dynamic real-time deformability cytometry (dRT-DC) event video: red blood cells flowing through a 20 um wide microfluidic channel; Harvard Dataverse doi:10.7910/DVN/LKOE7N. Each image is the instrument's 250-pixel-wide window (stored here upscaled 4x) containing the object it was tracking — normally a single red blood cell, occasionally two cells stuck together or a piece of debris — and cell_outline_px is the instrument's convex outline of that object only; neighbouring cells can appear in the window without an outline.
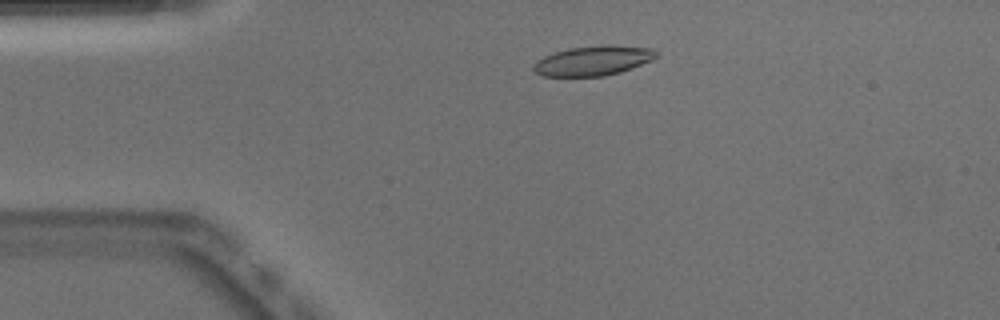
{"species": "Egyptian fruit bat (a non-hibernating species)", "species_latin": "Rousettus aegyptiacus", "temperature_condition": "warm", "stored_images_in_passage": 48, "camera_frame_rate_fps": 3000, "um_per_image_px": 0.085, "animal": {"sex": "male"}, "frame": {"image": 1, "passage_image": 8, "time_ms": 2.333, "image_size_px": [1000, 320], "cell_outline_px": [[660, 56], [652, 60], [620, 72], [604, 76], [544, 76], [536, 72], [532, 68], [532, 64], [536, 60], [544, 56], [568, 48], [604, 44], [652, 48]], "centroid_in_image_um": [50.42, 5.15], "position_along_channel_um": 34.6, "area_um2": 21.33}}
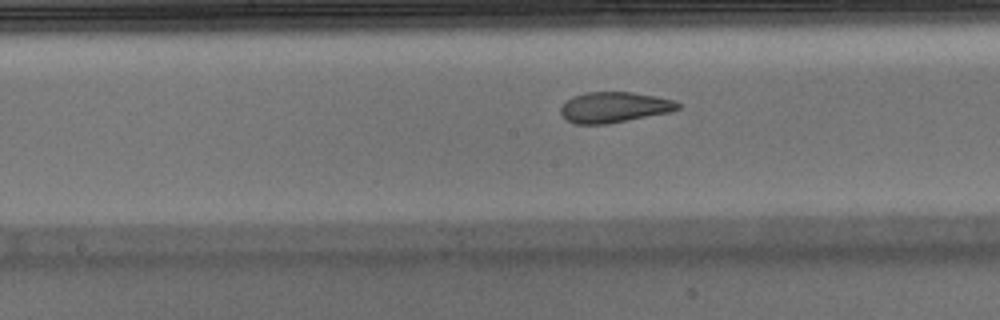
{"frame": {"image": 2, "passage_image": 23, "time_ms": 7.333, "image_size_px": [1000, 320], "cell_outline_px": [[680, 108], [672, 112], [608, 124], [576, 124], [568, 120], [560, 112], [560, 108], [572, 96], [584, 92], [632, 92], [656, 96], [672, 100], [680, 104]], "centroid_in_image_um": [52.23, 9.12], "position_along_channel_um": 196.0, "area_um2": 20.92}}
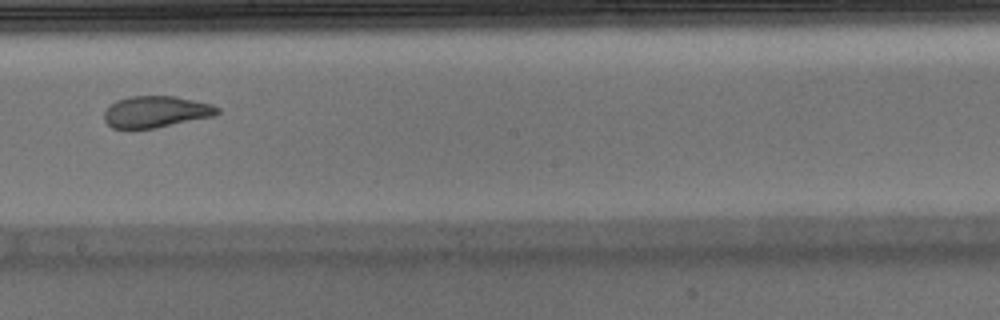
{"frame": {"image": 3, "passage_image": 26, "time_ms": 8.333, "image_size_px": [1000, 320], "cell_outline_px": [[220, 112], [216, 116], [156, 128], [112, 128], [104, 120], [104, 112], [116, 100], [128, 96], [176, 96], [212, 104], [220, 108]], "centroid_in_image_um": [13.3, 9.49], "position_along_channel_um": 234.9, "area_um2": 20.92}, "authors_computed_cell_mechanics": {"area_um2": 21.675, "velocity_mm_per_s": 3.916, "shape_relaxation_time_tau1_ms": 7.0053, "shape_relaxation_time_tau2_ms": 1.2395, "deformation_change_tau1": 0.2452, "deformation_change_tau2": 0.0862}}